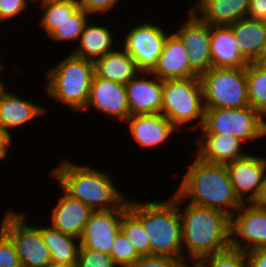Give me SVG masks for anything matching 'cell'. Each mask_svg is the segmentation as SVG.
Listing matches in <instances>:
<instances>
[{"label":"cell","mask_w":266,"mask_h":267,"mask_svg":"<svg viewBox=\"0 0 266 267\" xmlns=\"http://www.w3.org/2000/svg\"><path fill=\"white\" fill-rule=\"evenodd\" d=\"M178 211L184 260L191 267L200 258L231 247V216L217 209L185 203L179 195Z\"/></svg>","instance_id":"cell-1"},{"label":"cell","mask_w":266,"mask_h":267,"mask_svg":"<svg viewBox=\"0 0 266 267\" xmlns=\"http://www.w3.org/2000/svg\"><path fill=\"white\" fill-rule=\"evenodd\" d=\"M174 190L185 202L232 216L243 204L230 181L226 164L209 163L195 155Z\"/></svg>","instance_id":"cell-2"},{"label":"cell","mask_w":266,"mask_h":267,"mask_svg":"<svg viewBox=\"0 0 266 267\" xmlns=\"http://www.w3.org/2000/svg\"><path fill=\"white\" fill-rule=\"evenodd\" d=\"M96 168L64 157L49 175L60 189L93 211L119 208L128 198L117 188L111 173Z\"/></svg>","instance_id":"cell-3"},{"label":"cell","mask_w":266,"mask_h":267,"mask_svg":"<svg viewBox=\"0 0 266 267\" xmlns=\"http://www.w3.org/2000/svg\"><path fill=\"white\" fill-rule=\"evenodd\" d=\"M129 209L142 221L152 256L184 259L178 194L175 191L169 199L160 201L129 198Z\"/></svg>","instance_id":"cell-4"},{"label":"cell","mask_w":266,"mask_h":267,"mask_svg":"<svg viewBox=\"0 0 266 267\" xmlns=\"http://www.w3.org/2000/svg\"><path fill=\"white\" fill-rule=\"evenodd\" d=\"M44 93L47 98L79 113L85 109L92 80L94 62L69 53L47 69Z\"/></svg>","instance_id":"cell-5"},{"label":"cell","mask_w":266,"mask_h":267,"mask_svg":"<svg viewBox=\"0 0 266 267\" xmlns=\"http://www.w3.org/2000/svg\"><path fill=\"white\" fill-rule=\"evenodd\" d=\"M161 113L180 132L185 131V128L188 132L191 129L198 132L203 126L205 115L200 78L180 77L163 80Z\"/></svg>","instance_id":"cell-6"},{"label":"cell","mask_w":266,"mask_h":267,"mask_svg":"<svg viewBox=\"0 0 266 267\" xmlns=\"http://www.w3.org/2000/svg\"><path fill=\"white\" fill-rule=\"evenodd\" d=\"M265 118L251 106L205 108L204 122L199 134H222L237 137L245 144L264 138Z\"/></svg>","instance_id":"cell-7"},{"label":"cell","mask_w":266,"mask_h":267,"mask_svg":"<svg viewBox=\"0 0 266 267\" xmlns=\"http://www.w3.org/2000/svg\"><path fill=\"white\" fill-rule=\"evenodd\" d=\"M205 108H242L250 106L246 68H216L199 76Z\"/></svg>","instance_id":"cell-8"},{"label":"cell","mask_w":266,"mask_h":267,"mask_svg":"<svg viewBox=\"0 0 266 267\" xmlns=\"http://www.w3.org/2000/svg\"><path fill=\"white\" fill-rule=\"evenodd\" d=\"M27 212L12 210L3 215L0 229L15 246L22 267H45L51 263V254L41 231L27 222Z\"/></svg>","instance_id":"cell-9"},{"label":"cell","mask_w":266,"mask_h":267,"mask_svg":"<svg viewBox=\"0 0 266 267\" xmlns=\"http://www.w3.org/2000/svg\"><path fill=\"white\" fill-rule=\"evenodd\" d=\"M130 25L122 37L121 46L134 60L140 72H151L162 53L164 42L169 34L164 24L145 21ZM163 26V28H162Z\"/></svg>","instance_id":"cell-10"},{"label":"cell","mask_w":266,"mask_h":267,"mask_svg":"<svg viewBox=\"0 0 266 267\" xmlns=\"http://www.w3.org/2000/svg\"><path fill=\"white\" fill-rule=\"evenodd\" d=\"M231 248L245 252L266 248V207L243 203L231 216Z\"/></svg>","instance_id":"cell-11"},{"label":"cell","mask_w":266,"mask_h":267,"mask_svg":"<svg viewBox=\"0 0 266 267\" xmlns=\"http://www.w3.org/2000/svg\"><path fill=\"white\" fill-rule=\"evenodd\" d=\"M185 21L173 32L180 38L189 53L190 67L200 76L212 68L210 40L211 25L205 23L188 7Z\"/></svg>","instance_id":"cell-12"},{"label":"cell","mask_w":266,"mask_h":267,"mask_svg":"<svg viewBox=\"0 0 266 267\" xmlns=\"http://www.w3.org/2000/svg\"><path fill=\"white\" fill-rule=\"evenodd\" d=\"M128 208L129 197L119 208L92 211L80 238V247L110 255L113 242L120 231L123 213Z\"/></svg>","instance_id":"cell-13"},{"label":"cell","mask_w":266,"mask_h":267,"mask_svg":"<svg viewBox=\"0 0 266 267\" xmlns=\"http://www.w3.org/2000/svg\"><path fill=\"white\" fill-rule=\"evenodd\" d=\"M249 153L226 164L230 181L242 203H254L260 193L266 172V155Z\"/></svg>","instance_id":"cell-14"},{"label":"cell","mask_w":266,"mask_h":267,"mask_svg":"<svg viewBox=\"0 0 266 267\" xmlns=\"http://www.w3.org/2000/svg\"><path fill=\"white\" fill-rule=\"evenodd\" d=\"M113 117L116 121L125 123L130 117V109L127 100L125 84L105 80L94 74L89 98L85 109Z\"/></svg>","instance_id":"cell-15"},{"label":"cell","mask_w":266,"mask_h":267,"mask_svg":"<svg viewBox=\"0 0 266 267\" xmlns=\"http://www.w3.org/2000/svg\"><path fill=\"white\" fill-rule=\"evenodd\" d=\"M6 86L5 84L0 89V123L8 137L13 140L12 134L17 133L15 131L18 128L21 129L25 124H30L33 119L39 121L49 110L43 104H38L36 101L34 103L32 99L30 101L20 94L16 95L13 91H8L9 87L6 88Z\"/></svg>","instance_id":"cell-16"},{"label":"cell","mask_w":266,"mask_h":267,"mask_svg":"<svg viewBox=\"0 0 266 267\" xmlns=\"http://www.w3.org/2000/svg\"><path fill=\"white\" fill-rule=\"evenodd\" d=\"M124 124L128 125L129 137L141 148L163 147L180 132L162 113L131 115Z\"/></svg>","instance_id":"cell-17"},{"label":"cell","mask_w":266,"mask_h":267,"mask_svg":"<svg viewBox=\"0 0 266 267\" xmlns=\"http://www.w3.org/2000/svg\"><path fill=\"white\" fill-rule=\"evenodd\" d=\"M125 87L130 116L161 113L163 80L151 72H139Z\"/></svg>","instance_id":"cell-18"},{"label":"cell","mask_w":266,"mask_h":267,"mask_svg":"<svg viewBox=\"0 0 266 267\" xmlns=\"http://www.w3.org/2000/svg\"><path fill=\"white\" fill-rule=\"evenodd\" d=\"M195 145L192 144L195 156L209 163L227 164L248 155L246 147L249 145L234 136L222 134L195 135Z\"/></svg>","instance_id":"cell-19"},{"label":"cell","mask_w":266,"mask_h":267,"mask_svg":"<svg viewBox=\"0 0 266 267\" xmlns=\"http://www.w3.org/2000/svg\"><path fill=\"white\" fill-rule=\"evenodd\" d=\"M59 192L62 196L51 207L50 225L64 234L80 239L93 210L80 200L72 198L63 189Z\"/></svg>","instance_id":"cell-20"},{"label":"cell","mask_w":266,"mask_h":267,"mask_svg":"<svg viewBox=\"0 0 266 267\" xmlns=\"http://www.w3.org/2000/svg\"><path fill=\"white\" fill-rule=\"evenodd\" d=\"M151 73L160 80H170L180 77H199L190 67L187 49L173 31L167 35L162 53Z\"/></svg>","instance_id":"cell-21"},{"label":"cell","mask_w":266,"mask_h":267,"mask_svg":"<svg viewBox=\"0 0 266 267\" xmlns=\"http://www.w3.org/2000/svg\"><path fill=\"white\" fill-rule=\"evenodd\" d=\"M90 21L89 19L81 33L77 42L78 45L70 53L94 62L114 51L117 48L116 45L120 44V41H118L117 37L113 36L112 30L109 28L112 26H104L101 20L97 24H95V20L93 21L94 23ZM115 41L118 42L116 43Z\"/></svg>","instance_id":"cell-22"},{"label":"cell","mask_w":266,"mask_h":267,"mask_svg":"<svg viewBox=\"0 0 266 267\" xmlns=\"http://www.w3.org/2000/svg\"><path fill=\"white\" fill-rule=\"evenodd\" d=\"M210 52L212 67L246 68L249 62L241 55L237 40L229 25H212Z\"/></svg>","instance_id":"cell-23"},{"label":"cell","mask_w":266,"mask_h":267,"mask_svg":"<svg viewBox=\"0 0 266 267\" xmlns=\"http://www.w3.org/2000/svg\"><path fill=\"white\" fill-rule=\"evenodd\" d=\"M251 0H195L191 8L209 25H229L247 17Z\"/></svg>","instance_id":"cell-24"},{"label":"cell","mask_w":266,"mask_h":267,"mask_svg":"<svg viewBox=\"0 0 266 267\" xmlns=\"http://www.w3.org/2000/svg\"><path fill=\"white\" fill-rule=\"evenodd\" d=\"M237 40L241 55L250 63L256 62L266 40V22L244 17L229 24Z\"/></svg>","instance_id":"cell-25"},{"label":"cell","mask_w":266,"mask_h":267,"mask_svg":"<svg viewBox=\"0 0 266 267\" xmlns=\"http://www.w3.org/2000/svg\"><path fill=\"white\" fill-rule=\"evenodd\" d=\"M139 72L135 60L119 45L94 61L95 75L105 80L127 84Z\"/></svg>","instance_id":"cell-26"},{"label":"cell","mask_w":266,"mask_h":267,"mask_svg":"<svg viewBox=\"0 0 266 267\" xmlns=\"http://www.w3.org/2000/svg\"><path fill=\"white\" fill-rule=\"evenodd\" d=\"M40 224L37 222L35 226L41 231L44 242L50 251L51 261L56 264L76 265L80 239L64 234L50 224Z\"/></svg>","instance_id":"cell-27"},{"label":"cell","mask_w":266,"mask_h":267,"mask_svg":"<svg viewBox=\"0 0 266 267\" xmlns=\"http://www.w3.org/2000/svg\"><path fill=\"white\" fill-rule=\"evenodd\" d=\"M41 18L36 19L42 32L48 37L81 7L78 0H41L37 4ZM43 13V14H42ZM39 20V21H38Z\"/></svg>","instance_id":"cell-28"},{"label":"cell","mask_w":266,"mask_h":267,"mask_svg":"<svg viewBox=\"0 0 266 267\" xmlns=\"http://www.w3.org/2000/svg\"><path fill=\"white\" fill-rule=\"evenodd\" d=\"M250 106L266 117V66L250 62L246 67Z\"/></svg>","instance_id":"cell-29"},{"label":"cell","mask_w":266,"mask_h":267,"mask_svg":"<svg viewBox=\"0 0 266 267\" xmlns=\"http://www.w3.org/2000/svg\"><path fill=\"white\" fill-rule=\"evenodd\" d=\"M120 230L141 257L151 255L150 241L144 231L142 221L129 208L123 213Z\"/></svg>","instance_id":"cell-30"},{"label":"cell","mask_w":266,"mask_h":267,"mask_svg":"<svg viewBox=\"0 0 266 267\" xmlns=\"http://www.w3.org/2000/svg\"><path fill=\"white\" fill-rule=\"evenodd\" d=\"M90 17L92 19V16L89 13L80 8L74 15L69 17L68 20L60 24L48 39L50 38L51 41H56L59 44L61 42L69 43L71 41L77 43Z\"/></svg>","instance_id":"cell-31"},{"label":"cell","mask_w":266,"mask_h":267,"mask_svg":"<svg viewBox=\"0 0 266 267\" xmlns=\"http://www.w3.org/2000/svg\"><path fill=\"white\" fill-rule=\"evenodd\" d=\"M192 267H247L246 252L230 247L200 258Z\"/></svg>","instance_id":"cell-32"},{"label":"cell","mask_w":266,"mask_h":267,"mask_svg":"<svg viewBox=\"0 0 266 267\" xmlns=\"http://www.w3.org/2000/svg\"><path fill=\"white\" fill-rule=\"evenodd\" d=\"M110 256L117 267H131L141 256L120 230L113 242Z\"/></svg>","instance_id":"cell-33"},{"label":"cell","mask_w":266,"mask_h":267,"mask_svg":"<svg viewBox=\"0 0 266 267\" xmlns=\"http://www.w3.org/2000/svg\"><path fill=\"white\" fill-rule=\"evenodd\" d=\"M76 267H117L113 258L104 252L79 248Z\"/></svg>","instance_id":"cell-34"},{"label":"cell","mask_w":266,"mask_h":267,"mask_svg":"<svg viewBox=\"0 0 266 267\" xmlns=\"http://www.w3.org/2000/svg\"><path fill=\"white\" fill-rule=\"evenodd\" d=\"M30 9V5L25 0H0V25L12 19L22 18V13H27Z\"/></svg>","instance_id":"cell-35"},{"label":"cell","mask_w":266,"mask_h":267,"mask_svg":"<svg viewBox=\"0 0 266 267\" xmlns=\"http://www.w3.org/2000/svg\"><path fill=\"white\" fill-rule=\"evenodd\" d=\"M0 267H22L14 244L1 229Z\"/></svg>","instance_id":"cell-36"},{"label":"cell","mask_w":266,"mask_h":267,"mask_svg":"<svg viewBox=\"0 0 266 267\" xmlns=\"http://www.w3.org/2000/svg\"><path fill=\"white\" fill-rule=\"evenodd\" d=\"M131 267H191L184 259L167 256H142Z\"/></svg>","instance_id":"cell-37"},{"label":"cell","mask_w":266,"mask_h":267,"mask_svg":"<svg viewBox=\"0 0 266 267\" xmlns=\"http://www.w3.org/2000/svg\"><path fill=\"white\" fill-rule=\"evenodd\" d=\"M78 2L82 9H84L91 16L95 15L96 17L99 14L101 15L100 17H102V14L106 15L108 11H112L113 8L118 6V3L121 4V0H78Z\"/></svg>","instance_id":"cell-38"},{"label":"cell","mask_w":266,"mask_h":267,"mask_svg":"<svg viewBox=\"0 0 266 267\" xmlns=\"http://www.w3.org/2000/svg\"><path fill=\"white\" fill-rule=\"evenodd\" d=\"M247 267H266V248L246 252Z\"/></svg>","instance_id":"cell-39"},{"label":"cell","mask_w":266,"mask_h":267,"mask_svg":"<svg viewBox=\"0 0 266 267\" xmlns=\"http://www.w3.org/2000/svg\"><path fill=\"white\" fill-rule=\"evenodd\" d=\"M247 17L266 22V0H251Z\"/></svg>","instance_id":"cell-40"},{"label":"cell","mask_w":266,"mask_h":267,"mask_svg":"<svg viewBox=\"0 0 266 267\" xmlns=\"http://www.w3.org/2000/svg\"><path fill=\"white\" fill-rule=\"evenodd\" d=\"M14 140H11L8 135H0V161L5 160L9 156V151Z\"/></svg>","instance_id":"cell-41"},{"label":"cell","mask_w":266,"mask_h":267,"mask_svg":"<svg viewBox=\"0 0 266 267\" xmlns=\"http://www.w3.org/2000/svg\"><path fill=\"white\" fill-rule=\"evenodd\" d=\"M254 203L266 207V172L264 174L260 193Z\"/></svg>","instance_id":"cell-42"},{"label":"cell","mask_w":266,"mask_h":267,"mask_svg":"<svg viewBox=\"0 0 266 267\" xmlns=\"http://www.w3.org/2000/svg\"><path fill=\"white\" fill-rule=\"evenodd\" d=\"M258 64L266 66V40L264 44V48L262 50V53L260 54V57L256 61Z\"/></svg>","instance_id":"cell-43"},{"label":"cell","mask_w":266,"mask_h":267,"mask_svg":"<svg viewBox=\"0 0 266 267\" xmlns=\"http://www.w3.org/2000/svg\"><path fill=\"white\" fill-rule=\"evenodd\" d=\"M45 267H76V265H63V264H56V263H49Z\"/></svg>","instance_id":"cell-44"},{"label":"cell","mask_w":266,"mask_h":267,"mask_svg":"<svg viewBox=\"0 0 266 267\" xmlns=\"http://www.w3.org/2000/svg\"><path fill=\"white\" fill-rule=\"evenodd\" d=\"M3 71L4 70H0V89L5 85V83H6L5 81H7L4 79L5 77H3L1 74V73H3ZM1 77H3V78H1Z\"/></svg>","instance_id":"cell-45"},{"label":"cell","mask_w":266,"mask_h":267,"mask_svg":"<svg viewBox=\"0 0 266 267\" xmlns=\"http://www.w3.org/2000/svg\"><path fill=\"white\" fill-rule=\"evenodd\" d=\"M30 6H32V4L36 5L41 1V0H25Z\"/></svg>","instance_id":"cell-46"},{"label":"cell","mask_w":266,"mask_h":267,"mask_svg":"<svg viewBox=\"0 0 266 267\" xmlns=\"http://www.w3.org/2000/svg\"><path fill=\"white\" fill-rule=\"evenodd\" d=\"M0 135H7L5 131L3 130L1 123H0Z\"/></svg>","instance_id":"cell-47"},{"label":"cell","mask_w":266,"mask_h":267,"mask_svg":"<svg viewBox=\"0 0 266 267\" xmlns=\"http://www.w3.org/2000/svg\"><path fill=\"white\" fill-rule=\"evenodd\" d=\"M6 64L3 65L2 60L0 59V70H4ZM4 66V67H3Z\"/></svg>","instance_id":"cell-48"},{"label":"cell","mask_w":266,"mask_h":267,"mask_svg":"<svg viewBox=\"0 0 266 267\" xmlns=\"http://www.w3.org/2000/svg\"><path fill=\"white\" fill-rule=\"evenodd\" d=\"M263 136L266 138V126L264 127V135Z\"/></svg>","instance_id":"cell-49"}]
</instances>
